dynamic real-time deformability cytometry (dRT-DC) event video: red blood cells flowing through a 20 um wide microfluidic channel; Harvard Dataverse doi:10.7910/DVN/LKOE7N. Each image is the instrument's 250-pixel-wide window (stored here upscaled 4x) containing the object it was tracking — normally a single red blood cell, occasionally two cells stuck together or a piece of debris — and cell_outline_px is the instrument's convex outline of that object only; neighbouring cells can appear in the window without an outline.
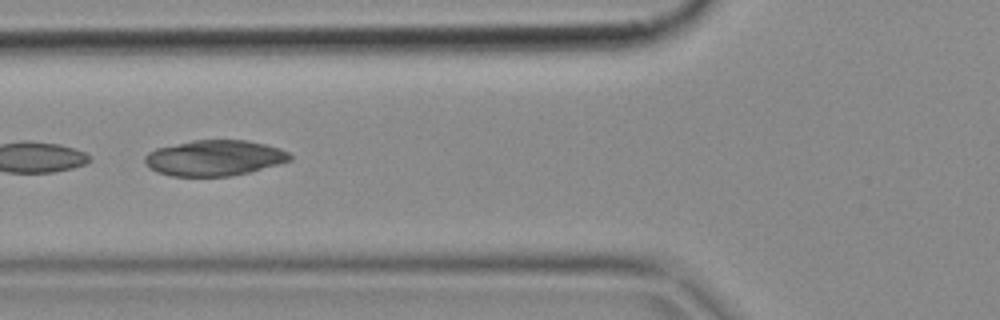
{"species": "common noctule bat (a hibernating species)", "species_latin": "Nyctalus noctula", "temperature_condition": "cold", "stored_images_in_passage": 2, "camera_frame_rate_fps": 3000, "um_per_image_px": 0.085, "animal": {"sex": "female", "body_mass_g": 18.4}, "frame": {"image": 1, "passage_image": 2, "time_ms": 0.333, "image_size_px": [1000, 320], "cell_outline_px": [[292, 160], [248, 172], [228, 176], [172, 176], [156, 172], [148, 168], [144, 160], [144, 156], [148, 152], [156, 148], [192, 140], [248, 140], [280, 148], [288, 152], [292, 156]], "centroid_in_image_um": [18.19, 13.42], "position_along_channel_um": 107.6, "area_um2": 30.17}}